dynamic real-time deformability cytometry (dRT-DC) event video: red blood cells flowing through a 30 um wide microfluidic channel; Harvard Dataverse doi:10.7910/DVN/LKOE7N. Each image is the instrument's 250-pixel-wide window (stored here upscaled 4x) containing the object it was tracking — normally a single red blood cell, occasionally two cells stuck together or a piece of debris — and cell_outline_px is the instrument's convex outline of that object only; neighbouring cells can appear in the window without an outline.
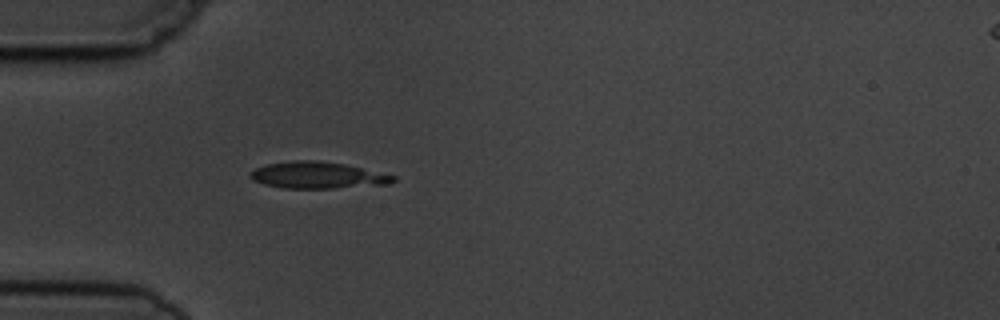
{"species": "common noctule bat (a hibernating species)", "species_latin": "Nyctalus noctula", "temperature_condition": "cold", "stored_images_in_passage": 6, "camera_frame_rate_fps": 3000, "um_per_image_px": 0.085, "animal": {"sex": "male", "body_mass_g": 19.5, "forearm_length_mm": 54.6}, "frame": {"image": 1, "passage_image": 4, "time_ms": 3.667, "image_size_px": [1000, 320], "cell_outline_px": [[396, 180], [388, 184], [332, 188], [284, 188], [264, 184], [252, 180], [248, 176], [256, 168], [268, 164], [292, 160], [316, 160], [344, 164], [396, 176]], "centroid_in_image_um": [26.98, 14.89], "position_along_channel_um": 58.0, "area_um2": 21.96}}